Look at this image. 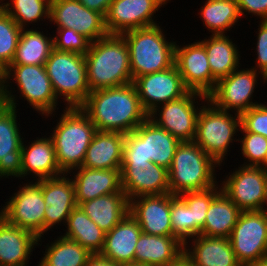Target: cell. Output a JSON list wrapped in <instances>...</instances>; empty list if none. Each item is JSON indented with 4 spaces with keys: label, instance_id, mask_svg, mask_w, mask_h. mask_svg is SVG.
I'll list each match as a JSON object with an SVG mask.
<instances>
[{
    "label": "cell",
    "instance_id": "32",
    "mask_svg": "<svg viewBox=\"0 0 267 266\" xmlns=\"http://www.w3.org/2000/svg\"><path fill=\"white\" fill-rule=\"evenodd\" d=\"M241 213L221 190L209 205L201 235L229 238Z\"/></svg>",
    "mask_w": 267,
    "mask_h": 266
},
{
    "label": "cell",
    "instance_id": "41",
    "mask_svg": "<svg viewBox=\"0 0 267 266\" xmlns=\"http://www.w3.org/2000/svg\"><path fill=\"white\" fill-rule=\"evenodd\" d=\"M243 138H238L241 144V154L244 156L242 165L244 166H263L267 158V138L256 133L241 132ZM248 163V164H247Z\"/></svg>",
    "mask_w": 267,
    "mask_h": 266
},
{
    "label": "cell",
    "instance_id": "25",
    "mask_svg": "<svg viewBox=\"0 0 267 266\" xmlns=\"http://www.w3.org/2000/svg\"><path fill=\"white\" fill-rule=\"evenodd\" d=\"M45 137V138H44ZM37 137L33 142L22 143V179L27 175H34V180L53 178L64 174L60 169L57 160L54 143L51 137ZM34 173V174H32ZM38 177V178H37Z\"/></svg>",
    "mask_w": 267,
    "mask_h": 266
},
{
    "label": "cell",
    "instance_id": "13",
    "mask_svg": "<svg viewBox=\"0 0 267 266\" xmlns=\"http://www.w3.org/2000/svg\"><path fill=\"white\" fill-rule=\"evenodd\" d=\"M3 207V208H2ZM0 209V215L10 224L45 238L44 215L45 202L41 187L31 181L24 183Z\"/></svg>",
    "mask_w": 267,
    "mask_h": 266
},
{
    "label": "cell",
    "instance_id": "52",
    "mask_svg": "<svg viewBox=\"0 0 267 266\" xmlns=\"http://www.w3.org/2000/svg\"><path fill=\"white\" fill-rule=\"evenodd\" d=\"M40 1L46 3L49 7H51L55 0H40Z\"/></svg>",
    "mask_w": 267,
    "mask_h": 266
},
{
    "label": "cell",
    "instance_id": "9",
    "mask_svg": "<svg viewBox=\"0 0 267 266\" xmlns=\"http://www.w3.org/2000/svg\"><path fill=\"white\" fill-rule=\"evenodd\" d=\"M181 142L147 118L134 131L125 134L122 162L150 161L166 169Z\"/></svg>",
    "mask_w": 267,
    "mask_h": 266
},
{
    "label": "cell",
    "instance_id": "21",
    "mask_svg": "<svg viewBox=\"0 0 267 266\" xmlns=\"http://www.w3.org/2000/svg\"><path fill=\"white\" fill-rule=\"evenodd\" d=\"M18 109L5 103L0 106V179L22 178V143ZM22 137V138H21Z\"/></svg>",
    "mask_w": 267,
    "mask_h": 266
},
{
    "label": "cell",
    "instance_id": "15",
    "mask_svg": "<svg viewBox=\"0 0 267 266\" xmlns=\"http://www.w3.org/2000/svg\"><path fill=\"white\" fill-rule=\"evenodd\" d=\"M133 84L148 114L157 106L179 99L190 91L175 64L166 70L137 77Z\"/></svg>",
    "mask_w": 267,
    "mask_h": 266
},
{
    "label": "cell",
    "instance_id": "2",
    "mask_svg": "<svg viewBox=\"0 0 267 266\" xmlns=\"http://www.w3.org/2000/svg\"><path fill=\"white\" fill-rule=\"evenodd\" d=\"M85 61L90 92L133 83L129 50L122 35L108 34L91 42Z\"/></svg>",
    "mask_w": 267,
    "mask_h": 266
},
{
    "label": "cell",
    "instance_id": "53",
    "mask_svg": "<svg viewBox=\"0 0 267 266\" xmlns=\"http://www.w3.org/2000/svg\"><path fill=\"white\" fill-rule=\"evenodd\" d=\"M121 266H148V265L131 263V264H124V265H121Z\"/></svg>",
    "mask_w": 267,
    "mask_h": 266
},
{
    "label": "cell",
    "instance_id": "24",
    "mask_svg": "<svg viewBox=\"0 0 267 266\" xmlns=\"http://www.w3.org/2000/svg\"><path fill=\"white\" fill-rule=\"evenodd\" d=\"M43 239L7 222L0 215V266H28L34 247ZM41 242V244L39 243Z\"/></svg>",
    "mask_w": 267,
    "mask_h": 266
},
{
    "label": "cell",
    "instance_id": "29",
    "mask_svg": "<svg viewBox=\"0 0 267 266\" xmlns=\"http://www.w3.org/2000/svg\"><path fill=\"white\" fill-rule=\"evenodd\" d=\"M184 252V244L175 236L141 233L135 248L134 263L165 266Z\"/></svg>",
    "mask_w": 267,
    "mask_h": 266
},
{
    "label": "cell",
    "instance_id": "54",
    "mask_svg": "<svg viewBox=\"0 0 267 266\" xmlns=\"http://www.w3.org/2000/svg\"><path fill=\"white\" fill-rule=\"evenodd\" d=\"M262 167L267 170V158H266V163Z\"/></svg>",
    "mask_w": 267,
    "mask_h": 266
},
{
    "label": "cell",
    "instance_id": "33",
    "mask_svg": "<svg viewBox=\"0 0 267 266\" xmlns=\"http://www.w3.org/2000/svg\"><path fill=\"white\" fill-rule=\"evenodd\" d=\"M63 237L77 242L91 254H99L104 246L106 232L76 206L70 213Z\"/></svg>",
    "mask_w": 267,
    "mask_h": 266
},
{
    "label": "cell",
    "instance_id": "34",
    "mask_svg": "<svg viewBox=\"0 0 267 266\" xmlns=\"http://www.w3.org/2000/svg\"><path fill=\"white\" fill-rule=\"evenodd\" d=\"M53 49V37L37 29H22L10 65H45Z\"/></svg>",
    "mask_w": 267,
    "mask_h": 266
},
{
    "label": "cell",
    "instance_id": "45",
    "mask_svg": "<svg viewBox=\"0 0 267 266\" xmlns=\"http://www.w3.org/2000/svg\"><path fill=\"white\" fill-rule=\"evenodd\" d=\"M237 4L241 17L249 14L260 18V21L267 20V0H237Z\"/></svg>",
    "mask_w": 267,
    "mask_h": 266
},
{
    "label": "cell",
    "instance_id": "23",
    "mask_svg": "<svg viewBox=\"0 0 267 266\" xmlns=\"http://www.w3.org/2000/svg\"><path fill=\"white\" fill-rule=\"evenodd\" d=\"M77 172H75V171ZM73 172V173H72ZM75 186V200L77 206L96 197L123 192L120 169H90L82 166L68 172ZM72 173V174H71Z\"/></svg>",
    "mask_w": 267,
    "mask_h": 266
},
{
    "label": "cell",
    "instance_id": "3",
    "mask_svg": "<svg viewBox=\"0 0 267 266\" xmlns=\"http://www.w3.org/2000/svg\"><path fill=\"white\" fill-rule=\"evenodd\" d=\"M3 101L5 104L17 108V94L29 103L31 108L41 116L48 118L56 115L58 99L54 93L51 80L47 75L45 65H9L2 72ZM17 84L15 93L12 83ZM15 81V82H14ZM11 85V86H10ZM9 86V87H8ZM54 113V114H53ZM53 114V116H52Z\"/></svg>",
    "mask_w": 267,
    "mask_h": 266
},
{
    "label": "cell",
    "instance_id": "46",
    "mask_svg": "<svg viewBox=\"0 0 267 266\" xmlns=\"http://www.w3.org/2000/svg\"><path fill=\"white\" fill-rule=\"evenodd\" d=\"M83 6L102 14L104 17L113 0H78Z\"/></svg>",
    "mask_w": 267,
    "mask_h": 266
},
{
    "label": "cell",
    "instance_id": "44",
    "mask_svg": "<svg viewBox=\"0 0 267 266\" xmlns=\"http://www.w3.org/2000/svg\"><path fill=\"white\" fill-rule=\"evenodd\" d=\"M258 32V33H257ZM257 33V43L255 52L257 54V59L253 69L262 73L267 78V20L259 22Z\"/></svg>",
    "mask_w": 267,
    "mask_h": 266
},
{
    "label": "cell",
    "instance_id": "37",
    "mask_svg": "<svg viewBox=\"0 0 267 266\" xmlns=\"http://www.w3.org/2000/svg\"><path fill=\"white\" fill-rule=\"evenodd\" d=\"M0 6L22 29L38 21H49L50 7L40 0L1 1Z\"/></svg>",
    "mask_w": 267,
    "mask_h": 266
},
{
    "label": "cell",
    "instance_id": "26",
    "mask_svg": "<svg viewBox=\"0 0 267 266\" xmlns=\"http://www.w3.org/2000/svg\"><path fill=\"white\" fill-rule=\"evenodd\" d=\"M184 253L193 266H241L229 238L199 235L184 243Z\"/></svg>",
    "mask_w": 267,
    "mask_h": 266
},
{
    "label": "cell",
    "instance_id": "27",
    "mask_svg": "<svg viewBox=\"0 0 267 266\" xmlns=\"http://www.w3.org/2000/svg\"><path fill=\"white\" fill-rule=\"evenodd\" d=\"M142 230L128 213L115 227L106 233L101 256L120 265L134 263L135 248Z\"/></svg>",
    "mask_w": 267,
    "mask_h": 266
},
{
    "label": "cell",
    "instance_id": "30",
    "mask_svg": "<svg viewBox=\"0 0 267 266\" xmlns=\"http://www.w3.org/2000/svg\"><path fill=\"white\" fill-rule=\"evenodd\" d=\"M78 206L106 233L129 213V200L124 192L102 195Z\"/></svg>",
    "mask_w": 267,
    "mask_h": 266
},
{
    "label": "cell",
    "instance_id": "36",
    "mask_svg": "<svg viewBox=\"0 0 267 266\" xmlns=\"http://www.w3.org/2000/svg\"><path fill=\"white\" fill-rule=\"evenodd\" d=\"M45 246V253L37 266H85L92 255L86 248L63 236Z\"/></svg>",
    "mask_w": 267,
    "mask_h": 266
},
{
    "label": "cell",
    "instance_id": "38",
    "mask_svg": "<svg viewBox=\"0 0 267 266\" xmlns=\"http://www.w3.org/2000/svg\"><path fill=\"white\" fill-rule=\"evenodd\" d=\"M22 28L0 6V71L3 72L14 57Z\"/></svg>",
    "mask_w": 267,
    "mask_h": 266
},
{
    "label": "cell",
    "instance_id": "7",
    "mask_svg": "<svg viewBox=\"0 0 267 266\" xmlns=\"http://www.w3.org/2000/svg\"><path fill=\"white\" fill-rule=\"evenodd\" d=\"M45 69L57 99L63 96L66 108L85 103L90 93L85 55L53 49Z\"/></svg>",
    "mask_w": 267,
    "mask_h": 266
},
{
    "label": "cell",
    "instance_id": "11",
    "mask_svg": "<svg viewBox=\"0 0 267 266\" xmlns=\"http://www.w3.org/2000/svg\"><path fill=\"white\" fill-rule=\"evenodd\" d=\"M239 68L217 81L215 89L208 95V100L220 110L232 111V113L241 115L251 107L262 103L252 101L253 93L259 84L257 82L259 74L260 80H263L264 83H267V78L252 67L249 69Z\"/></svg>",
    "mask_w": 267,
    "mask_h": 266
},
{
    "label": "cell",
    "instance_id": "8",
    "mask_svg": "<svg viewBox=\"0 0 267 266\" xmlns=\"http://www.w3.org/2000/svg\"><path fill=\"white\" fill-rule=\"evenodd\" d=\"M207 104V105H206ZM216 108L209 100L200 109L194 142L198 144L217 164L222 166L230 144L241 128L240 115Z\"/></svg>",
    "mask_w": 267,
    "mask_h": 266
},
{
    "label": "cell",
    "instance_id": "19",
    "mask_svg": "<svg viewBox=\"0 0 267 266\" xmlns=\"http://www.w3.org/2000/svg\"><path fill=\"white\" fill-rule=\"evenodd\" d=\"M185 86L190 91L209 95L217 81L212 77L205 47L199 42L175 45V60Z\"/></svg>",
    "mask_w": 267,
    "mask_h": 266
},
{
    "label": "cell",
    "instance_id": "14",
    "mask_svg": "<svg viewBox=\"0 0 267 266\" xmlns=\"http://www.w3.org/2000/svg\"><path fill=\"white\" fill-rule=\"evenodd\" d=\"M232 172L222 179V191L241 211H260L267 170L261 166L241 165Z\"/></svg>",
    "mask_w": 267,
    "mask_h": 266
},
{
    "label": "cell",
    "instance_id": "47",
    "mask_svg": "<svg viewBox=\"0 0 267 266\" xmlns=\"http://www.w3.org/2000/svg\"><path fill=\"white\" fill-rule=\"evenodd\" d=\"M85 266H121V265L101 256L100 254H92L88 258Z\"/></svg>",
    "mask_w": 267,
    "mask_h": 266
},
{
    "label": "cell",
    "instance_id": "42",
    "mask_svg": "<svg viewBox=\"0 0 267 266\" xmlns=\"http://www.w3.org/2000/svg\"><path fill=\"white\" fill-rule=\"evenodd\" d=\"M57 35H53L54 49L58 51L74 52L85 55L91 41L74 29L56 28Z\"/></svg>",
    "mask_w": 267,
    "mask_h": 266
},
{
    "label": "cell",
    "instance_id": "1",
    "mask_svg": "<svg viewBox=\"0 0 267 266\" xmlns=\"http://www.w3.org/2000/svg\"><path fill=\"white\" fill-rule=\"evenodd\" d=\"M80 108L97 131L127 134L148 118L133 83L91 91Z\"/></svg>",
    "mask_w": 267,
    "mask_h": 266
},
{
    "label": "cell",
    "instance_id": "40",
    "mask_svg": "<svg viewBox=\"0 0 267 266\" xmlns=\"http://www.w3.org/2000/svg\"><path fill=\"white\" fill-rule=\"evenodd\" d=\"M171 227L172 236L177 237L183 244L194 238V222L191 208L179 195L171 194Z\"/></svg>",
    "mask_w": 267,
    "mask_h": 266
},
{
    "label": "cell",
    "instance_id": "20",
    "mask_svg": "<svg viewBox=\"0 0 267 266\" xmlns=\"http://www.w3.org/2000/svg\"><path fill=\"white\" fill-rule=\"evenodd\" d=\"M68 173L53 178H44L35 182L42 189V196L46 205L44 215V234L62 223L66 226L67 219L77 206L75 200V186L72 176ZM67 176V177H66Z\"/></svg>",
    "mask_w": 267,
    "mask_h": 266
},
{
    "label": "cell",
    "instance_id": "16",
    "mask_svg": "<svg viewBox=\"0 0 267 266\" xmlns=\"http://www.w3.org/2000/svg\"><path fill=\"white\" fill-rule=\"evenodd\" d=\"M171 0H113L105 16L108 34L157 25L156 12ZM163 5V6H162Z\"/></svg>",
    "mask_w": 267,
    "mask_h": 266
},
{
    "label": "cell",
    "instance_id": "51",
    "mask_svg": "<svg viewBox=\"0 0 267 266\" xmlns=\"http://www.w3.org/2000/svg\"><path fill=\"white\" fill-rule=\"evenodd\" d=\"M249 266H267V259L261 260L255 264L249 265Z\"/></svg>",
    "mask_w": 267,
    "mask_h": 266
},
{
    "label": "cell",
    "instance_id": "49",
    "mask_svg": "<svg viewBox=\"0 0 267 266\" xmlns=\"http://www.w3.org/2000/svg\"><path fill=\"white\" fill-rule=\"evenodd\" d=\"M267 180L265 182V193H264V200H263V203H262V206H261V209L260 211H262L263 213H265L267 215Z\"/></svg>",
    "mask_w": 267,
    "mask_h": 266
},
{
    "label": "cell",
    "instance_id": "18",
    "mask_svg": "<svg viewBox=\"0 0 267 266\" xmlns=\"http://www.w3.org/2000/svg\"><path fill=\"white\" fill-rule=\"evenodd\" d=\"M120 170L122 190L128 200L170 193L168 169L163 166L150 161L122 162Z\"/></svg>",
    "mask_w": 267,
    "mask_h": 266
},
{
    "label": "cell",
    "instance_id": "50",
    "mask_svg": "<svg viewBox=\"0 0 267 266\" xmlns=\"http://www.w3.org/2000/svg\"><path fill=\"white\" fill-rule=\"evenodd\" d=\"M4 103L3 101V80H2V72L0 71V106Z\"/></svg>",
    "mask_w": 267,
    "mask_h": 266
},
{
    "label": "cell",
    "instance_id": "17",
    "mask_svg": "<svg viewBox=\"0 0 267 266\" xmlns=\"http://www.w3.org/2000/svg\"><path fill=\"white\" fill-rule=\"evenodd\" d=\"M49 21L57 28L74 29L91 42L108 35L105 17L78 0H55L50 7Z\"/></svg>",
    "mask_w": 267,
    "mask_h": 266
},
{
    "label": "cell",
    "instance_id": "43",
    "mask_svg": "<svg viewBox=\"0 0 267 266\" xmlns=\"http://www.w3.org/2000/svg\"><path fill=\"white\" fill-rule=\"evenodd\" d=\"M241 128L239 132L260 134L267 138V103L251 107L240 115Z\"/></svg>",
    "mask_w": 267,
    "mask_h": 266
},
{
    "label": "cell",
    "instance_id": "28",
    "mask_svg": "<svg viewBox=\"0 0 267 266\" xmlns=\"http://www.w3.org/2000/svg\"><path fill=\"white\" fill-rule=\"evenodd\" d=\"M125 134L122 132L97 131L88 146L84 168L121 169Z\"/></svg>",
    "mask_w": 267,
    "mask_h": 266
},
{
    "label": "cell",
    "instance_id": "4",
    "mask_svg": "<svg viewBox=\"0 0 267 266\" xmlns=\"http://www.w3.org/2000/svg\"><path fill=\"white\" fill-rule=\"evenodd\" d=\"M51 137L60 169L68 173L82 166L86 151L97 129L90 117L80 108H66L51 130Z\"/></svg>",
    "mask_w": 267,
    "mask_h": 266
},
{
    "label": "cell",
    "instance_id": "12",
    "mask_svg": "<svg viewBox=\"0 0 267 266\" xmlns=\"http://www.w3.org/2000/svg\"><path fill=\"white\" fill-rule=\"evenodd\" d=\"M229 240L241 266L267 259V215L262 211H242Z\"/></svg>",
    "mask_w": 267,
    "mask_h": 266
},
{
    "label": "cell",
    "instance_id": "22",
    "mask_svg": "<svg viewBox=\"0 0 267 266\" xmlns=\"http://www.w3.org/2000/svg\"><path fill=\"white\" fill-rule=\"evenodd\" d=\"M129 213L138 222L142 233L172 236L170 193L130 199Z\"/></svg>",
    "mask_w": 267,
    "mask_h": 266
},
{
    "label": "cell",
    "instance_id": "5",
    "mask_svg": "<svg viewBox=\"0 0 267 266\" xmlns=\"http://www.w3.org/2000/svg\"><path fill=\"white\" fill-rule=\"evenodd\" d=\"M217 164L194 141L181 142L168 169L169 191L172 195L204 191L218 184Z\"/></svg>",
    "mask_w": 267,
    "mask_h": 266
},
{
    "label": "cell",
    "instance_id": "48",
    "mask_svg": "<svg viewBox=\"0 0 267 266\" xmlns=\"http://www.w3.org/2000/svg\"><path fill=\"white\" fill-rule=\"evenodd\" d=\"M165 266H193L190 258L183 252L175 260Z\"/></svg>",
    "mask_w": 267,
    "mask_h": 266
},
{
    "label": "cell",
    "instance_id": "6",
    "mask_svg": "<svg viewBox=\"0 0 267 266\" xmlns=\"http://www.w3.org/2000/svg\"><path fill=\"white\" fill-rule=\"evenodd\" d=\"M159 24L122 33L128 50L133 81L174 65L176 41L166 40ZM169 41V42H168Z\"/></svg>",
    "mask_w": 267,
    "mask_h": 266
},
{
    "label": "cell",
    "instance_id": "39",
    "mask_svg": "<svg viewBox=\"0 0 267 266\" xmlns=\"http://www.w3.org/2000/svg\"><path fill=\"white\" fill-rule=\"evenodd\" d=\"M221 190V185L217 184L204 191L184 192L179 195L191 208L192 222H194V237L201 235L209 205Z\"/></svg>",
    "mask_w": 267,
    "mask_h": 266
},
{
    "label": "cell",
    "instance_id": "35",
    "mask_svg": "<svg viewBox=\"0 0 267 266\" xmlns=\"http://www.w3.org/2000/svg\"><path fill=\"white\" fill-rule=\"evenodd\" d=\"M199 13L212 35L227 33L241 19L237 0H206Z\"/></svg>",
    "mask_w": 267,
    "mask_h": 266
},
{
    "label": "cell",
    "instance_id": "31",
    "mask_svg": "<svg viewBox=\"0 0 267 266\" xmlns=\"http://www.w3.org/2000/svg\"><path fill=\"white\" fill-rule=\"evenodd\" d=\"M226 34L209 36L199 42L205 47L212 77L218 81L241 67L238 46Z\"/></svg>",
    "mask_w": 267,
    "mask_h": 266
},
{
    "label": "cell",
    "instance_id": "10",
    "mask_svg": "<svg viewBox=\"0 0 267 266\" xmlns=\"http://www.w3.org/2000/svg\"><path fill=\"white\" fill-rule=\"evenodd\" d=\"M197 100L199 103L200 100L207 102L208 96L196 91H189L179 99L157 106L148 114V118L180 142L193 141L197 119L202 107Z\"/></svg>",
    "mask_w": 267,
    "mask_h": 266
}]
</instances>
